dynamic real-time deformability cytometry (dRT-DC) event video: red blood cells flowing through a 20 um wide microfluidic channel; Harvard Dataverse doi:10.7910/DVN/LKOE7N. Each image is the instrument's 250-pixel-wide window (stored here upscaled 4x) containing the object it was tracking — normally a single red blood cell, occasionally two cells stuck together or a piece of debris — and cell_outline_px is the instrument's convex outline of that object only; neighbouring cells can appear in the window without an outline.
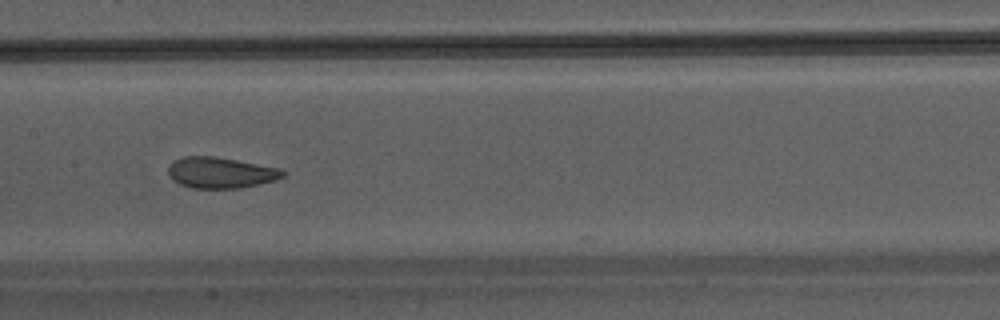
{"species": "Egyptian fruit bat (a non-hibernating species)", "species_latin": "Rousettus aegyptiacus", "temperature_condition": "warm", "stored_images_in_passage": 39, "camera_frame_rate_fps": 3000, "um_per_image_px": 0.085, "animal": {"sex": "male"}, "frame": {"image": 1, "passage_image": 23, "time_ms": 7.333, "image_size_px": [1000, 320], "cell_outline_px": [[288, 172], [284, 176], [276, 180], [240, 188], [192, 188], [180, 184], [172, 180], [168, 176], [168, 168], [172, 160], [184, 156], [212, 156], [236, 160], [280, 168]], "centroid_in_image_um": [18.74, 14.67], "position_along_channel_um": 188.7, "area_um2": 20.81}}
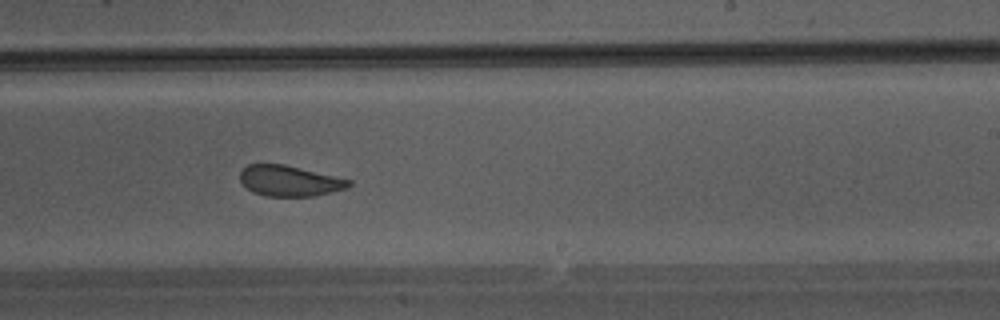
{"frame": {"image": 2, "passage_image": 28, "time_ms": 9.0, "image_size_px": [1000, 320], "cell_outline_px": [[352, 184], [344, 188], [332, 192], [312, 196], [264, 196], [252, 192], [240, 180], [240, 172], [248, 164], [284, 164], [352, 180]], "centroid_in_image_um": [24.6, 15.37], "position_along_channel_um": 264.4, "area_um2": 19.31}}